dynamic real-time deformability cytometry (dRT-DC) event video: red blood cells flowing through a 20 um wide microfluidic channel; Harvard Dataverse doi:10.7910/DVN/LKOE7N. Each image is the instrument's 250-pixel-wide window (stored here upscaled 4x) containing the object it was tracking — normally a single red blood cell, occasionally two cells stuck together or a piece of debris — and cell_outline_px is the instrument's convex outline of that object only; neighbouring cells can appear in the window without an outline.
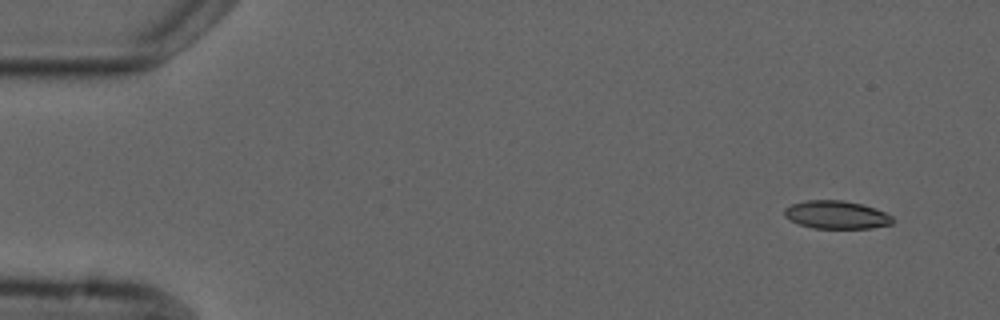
{"species": "common noctule bat (a hibernating species)", "species_latin": "Nyctalus noctula", "temperature_condition": "cold", "stored_images_in_passage": 4, "camera_frame_rate_fps": 3000, "um_per_image_px": 0.085, "animal": {"sex": "male", "forearm_length_mm": 52.5}, "frame": {"image": 1, "passage_image": 1, "time_ms": 0.0, "image_size_px": [1000, 320], "cell_outline_px": [[892, 224], [872, 228], [812, 228], [800, 224], [784, 216], [784, 208], [792, 204], [804, 200], [844, 200], [876, 208], [892, 216]], "centroid_in_image_um": [71.09, 18.25], "position_along_channel_um": 13.9, "area_um2": 17.63}}
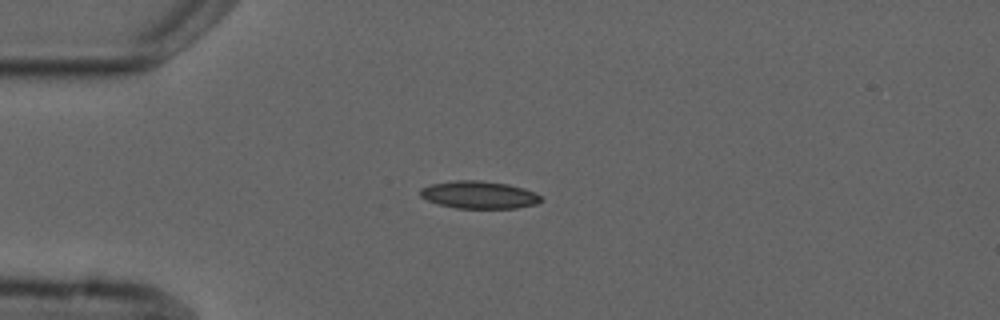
{"frame": {"image": 2, "passage_image": 4, "time_ms": 3.333, "image_size_px": [1000, 320], "cell_outline_px": [[544, 200], [536, 204], [516, 208], [456, 208], [440, 204], [428, 200], [420, 196], [420, 188], [432, 184], [456, 180], [480, 180], [508, 184], [524, 188], [536, 192]], "centroid_in_image_um": [40.75, 16.55], "position_along_channel_um": 44.2, "area_um2": 19.36}}